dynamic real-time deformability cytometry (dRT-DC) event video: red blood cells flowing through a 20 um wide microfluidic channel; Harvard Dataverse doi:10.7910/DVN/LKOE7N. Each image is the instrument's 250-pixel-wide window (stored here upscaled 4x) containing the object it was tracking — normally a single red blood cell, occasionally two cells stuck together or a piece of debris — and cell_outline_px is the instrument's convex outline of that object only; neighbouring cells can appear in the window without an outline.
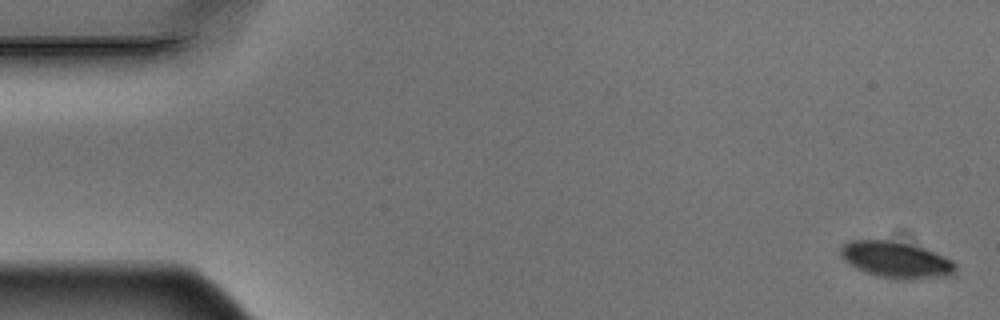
{"species": "Egyptian fruit bat (a non-hibernating species)", "species_latin": "Rousettus aegyptiacus", "temperature_condition": "warm", "stored_images_in_passage": 9, "camera_frame_rate_fps": 3000, "um_per_image_px": 0.085, "animal": {"sex": "male"}, "frame": {"image": 1, "passage_image": 1, "time_ms": 0.0, "image_size_px": [1000, 320], "cell_outline_px": [[956, 268], [952, 276], [908, 280], [900, 280], [876, 276], [864, 272], [848, 264], [840, 256], [840, 248], [844, 244], [852, 240], [888, 240], [908, 244], [924, 248], [952, 260], [956, 264]], "centroid_in_image_um": [76.16, 22.11], "position_along_channel_um": 8.8, "area_um2": 24.51}}
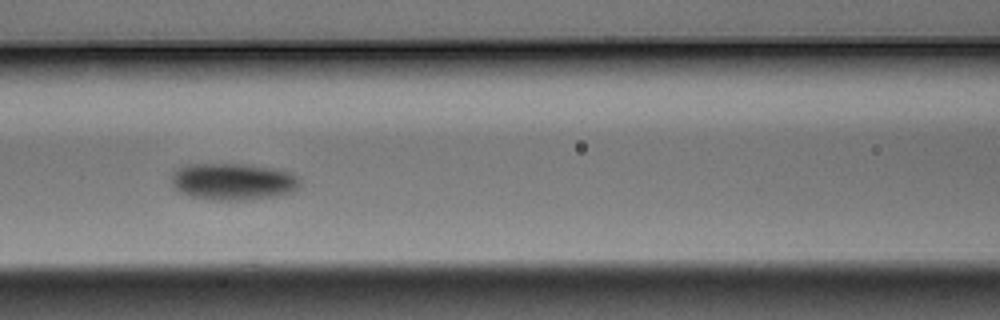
{"frame": {"image": 2, "passage_image": 7, "time_ms": 2.0, "image_size_px": [1000, 320], "cell_outline_px": [[300, 184], [292, 192], [280, 196], [244, 200], [212, 200], [192, 196], [180, 192], [172, 188], [172, 172], [176, 168], [188, 164], [244, 164], [272, 168], [288, 172], [300, 176]], "centroid_in_image_um": [19.8, 15.44], "position_along_channel_um": 146.8, "area_um2": 27.86}}
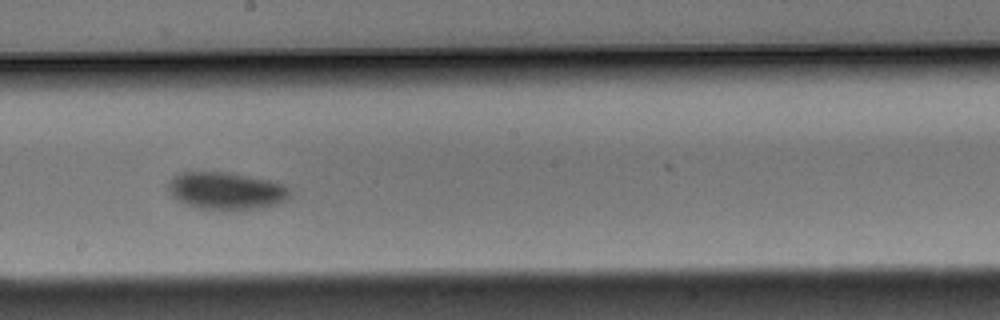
{"frame": {"image": 3, "passage_image": 9, "time_ms": 2.667, "image_size_px": [1000, 320], "cell_outline_px": [[292, 196], [288, 200], [276, 204], [260, 208], [196, 208], [184, 204], [176, 200], [168, 192], [168, 184], [172, 176], [180, 172], [228, 172], [268, 180], [284, 184], [292, 188]], "centroid_in_image_um": [19.24, 16.2], "position_along_channel_um": 229.0, "area_um2": 26.53}}